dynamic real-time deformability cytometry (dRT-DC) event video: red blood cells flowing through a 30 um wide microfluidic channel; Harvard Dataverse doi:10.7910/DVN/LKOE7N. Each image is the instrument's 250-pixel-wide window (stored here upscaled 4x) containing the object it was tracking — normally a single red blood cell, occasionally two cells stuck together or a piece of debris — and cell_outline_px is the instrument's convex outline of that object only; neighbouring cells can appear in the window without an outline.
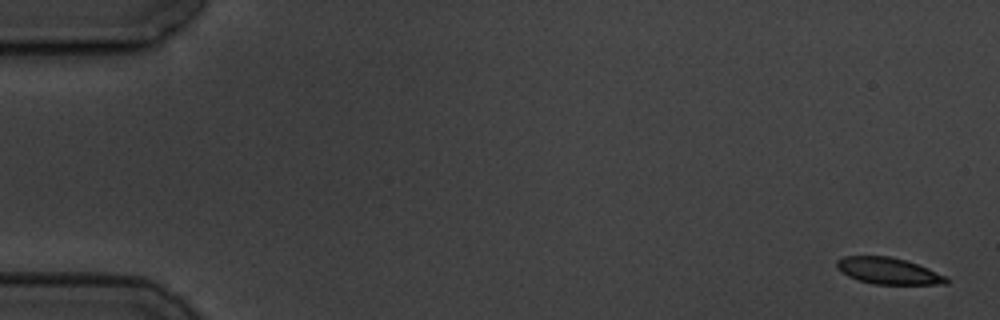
{"species": "common noctule bat (a hibernating species)", "species_latin": "Nyctalus noctula", "temperature_condition": "cold", "stored_images_in_passage": 8, "camera_frame_rate_fps": 3000, "um_per_image_px": 0.085, "animal": {"sex": "male", "body_mass_g": 19.5, "forearm_length_mm": 54.6}, "frame": {"image": 1, "passage_image": 1, "time_ms": 0.0, "image_size_px": [1000, 320], "cell_outline_px": [[948, 284], [872, 284], [856, 280], [848, 276], [836, 268], [836, 260], [844, 256], [888, 256], [904, 260], [928, 268], [948, 276]], "centroid_in_image_um": [75.49, 23.03], "position_along_channel_um": 9.5, "area_um2": 16.99}}
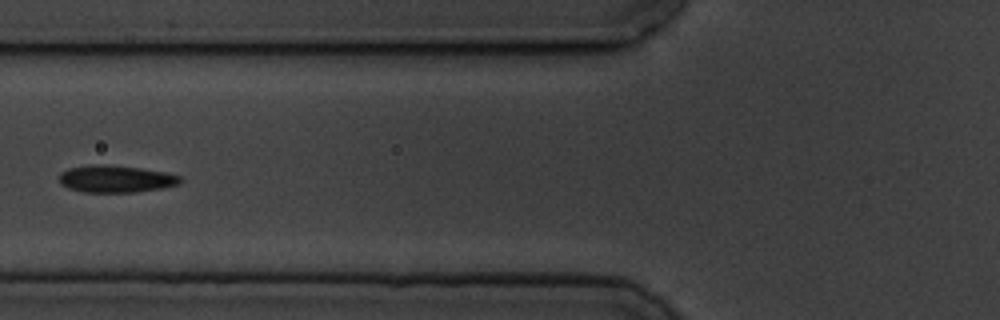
{"frame": {"image": 2, "passage_image": 7, "time_ms": 7.0, "image_size_px": [1000, 320], "cell_outline_px": [[184, 180], [180, 184], [164, 188], [132, 192], [84, 192], [68, 188], [60, 184], [60, 172], [68, 168], [88, 164], [100, 164], [140, 168], [164, 172], [180, 176]], "centroid_in_image_um": [9.84, 15.2], "position_along_channel_um": 116.0, "area_um2": 19.25}}
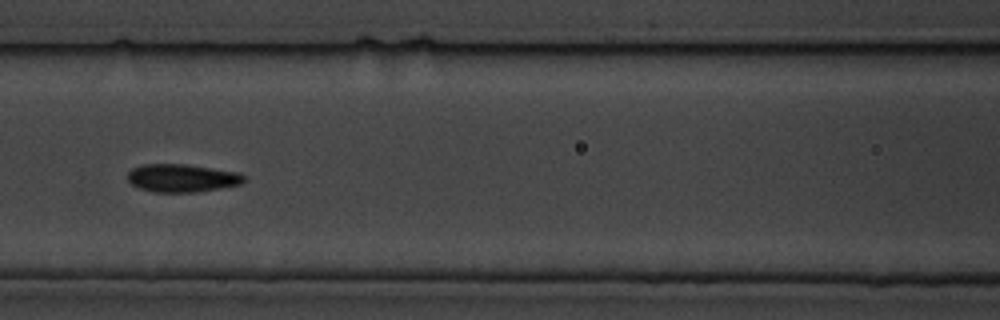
{"frame": {"image": 3, "passage_image": 8, "time_ms": 8.0, "image_size_px": [1000, 320], "cell_outline_px": [[248, 180], [240, 184], [220, 188], [196, 192], [152, 192], [140, 188], [132, 184], [128, 180], [128, 172], [132, 168], [144, 164], [184, 164], [240, 172]], "centroid_in_image_um": [15.49, 15.13], "position_along_channel_um": 151.1, "area_um2": 19.02}}